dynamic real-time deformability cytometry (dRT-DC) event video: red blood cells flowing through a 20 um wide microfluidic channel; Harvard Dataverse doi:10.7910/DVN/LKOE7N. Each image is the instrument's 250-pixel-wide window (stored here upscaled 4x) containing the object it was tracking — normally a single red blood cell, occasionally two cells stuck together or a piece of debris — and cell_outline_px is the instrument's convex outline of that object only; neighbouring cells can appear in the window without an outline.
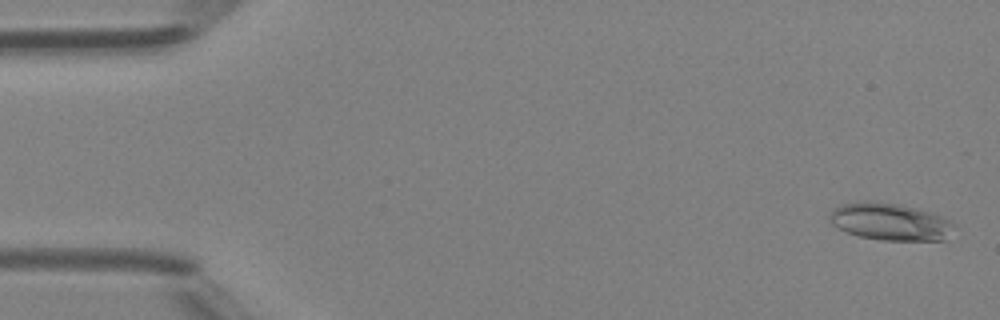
{"species": "Egyptian fruit bat (a non-hibernating species)", "species_latin": "Rousettus aegyptiacus", "temperature_condition": "room temperature", "stored_images_in_passage": 49, "camera_frame_rate_fps": 3000, "um_per_image_px": 0.085, "animal": {"sex": "female"}, "frame": {"image": 1, "passage_image": 2, "time_ms": 0.333, "image_size_px": [1000, 320], "cell_outline_px": [[952, 224], [944, 240], [884, 240], [860, 236], [848, 232], [832, 224], [828, 220], [832, 208], [840, 204], [860, 200], [876, 200], [900, 204], [928, 212], [940, 216], [948, 220]], "centroid_in_image_um": [75.54, 18.81], "position_along_channel_um": 9.5, "area_um2": 26.7}}
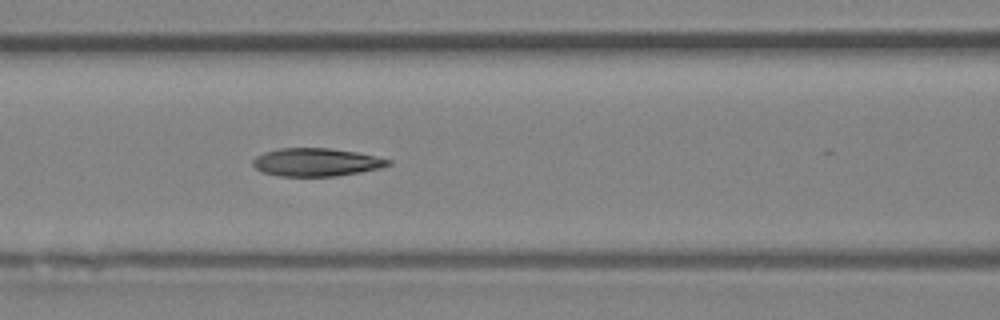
{"frame": {"image": 2, "passage_image": 21, "time_ms": 6.667, "image_size_px": [1000, 320], "cell_outline_px": [[392, 164], [380, 168], [360, 172], [336, 176], [280, 176], [260, 172], [252, 164], [252, 160], [256, 156], [264, 152], [280, 148], [328, 148], [356, 152], [376, 156], [392, 160]], "centroid_in_image_um": [26.87, 13.79], "position_along_channel_um": 139.7, "area_um2": 22.2}}
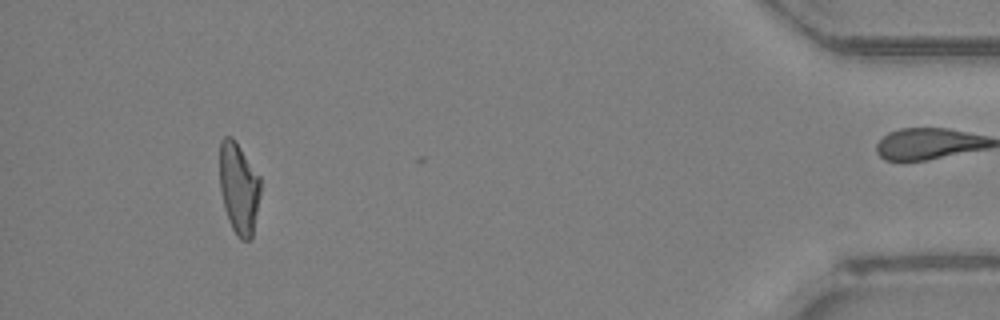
{"frame": {"image": 3, "passage_image": 45, "time_ms": 14.667, "image_size_px": [1000, 320], "cell_outline_px": [[260, 192], [252, 236], [248, 240], [240, 240], [236, 236], [228, 220], [224, 208], [220, 188], [220, 140], [224, 136], [232, 136], [236, 140], [260, 176]], "centroid_in_image_um": [20.29, 15.96], "position_along_channel_um": 414.9, "area_um2": 21.85}, "authors_computed_cell_mechanics": {"area_um2": 22.5998, "velocity_mm_per_s": 4.3086, "shape_relaxation_time_tau1_ms": null, "shape_relaxation_time_tau2_ms": 2.665, "deformation_change_tau1": null, "deformation_change_tau2": 0.1082}}